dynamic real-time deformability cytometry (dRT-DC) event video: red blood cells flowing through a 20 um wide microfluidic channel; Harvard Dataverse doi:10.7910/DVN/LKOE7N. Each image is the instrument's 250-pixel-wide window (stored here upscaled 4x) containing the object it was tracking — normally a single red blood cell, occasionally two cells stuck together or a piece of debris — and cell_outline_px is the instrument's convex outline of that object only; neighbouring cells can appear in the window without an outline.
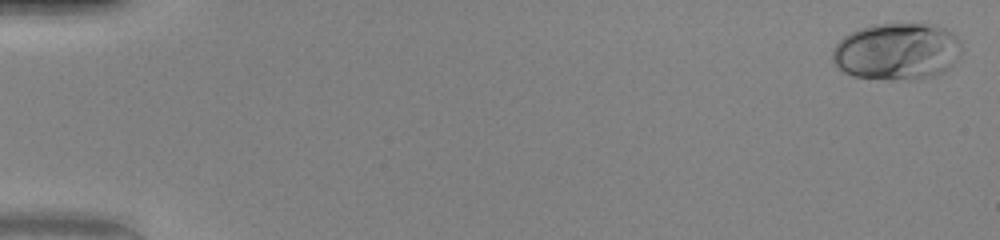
{"species": "human", "species_latin": "Homo sapiens", "temperature_condition": "warm", "stored_images_in_passage": 50, "camera_frame_rate_fps": 3000, "um_per_image_px": 0.085, "donor": {"sex": "female"}, "frame": {"image": 1, "passage_image": 1, "time_ms": 0.0, "image_size_px": [1000, 240], "cell_outline_px": [[960, 52], [956, 60], [948, 68], [932, 76], [912, 80], [888, 80], [852, 76], [836, 68], [832, 60], [832, 48], [848, 32], [872, 24], [924, 20], [948, 28], [960, 40]], "centroid_in_image_um": [76.23, 4.32], "position_along_channel_um": 8.8, "area_um2": 44.39}}
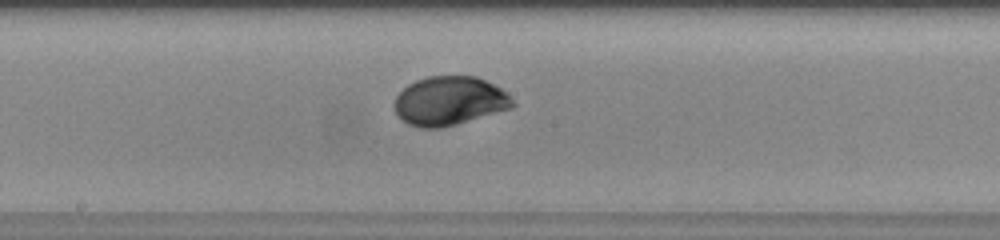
{"frame": {"image": 2, "passage_image": 28, "time_ms": 9.0, "image_size_px": [1000, 240], "cell_outline_px": [[516, 104], [512, 108], [456, 124], [440, 128], [420, 128], [408, 124], [396, 112], [396, 96], [408, 84], [416, 80], [428, 76], [476, 76], [500, 88]], "centroid_in_image_um": [38.2, 8.58], "position_along_channel_um": 210.0, "area_um2": 33.23}}
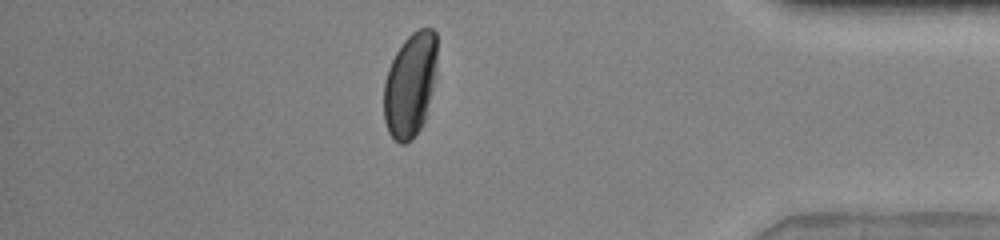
{"frame": {"image": 3, "passage_image": 44, "time_ms": 14.333, "image_size_px": [1000, 240], "cell_outline_px": [[436, 64], [432, 88], [424, 120], [420, 128], [412, 140], [404, 144], [400, 144], [388, 132], [384, 120], [384, 84], [388, 68], [396, 52], [404, 40], [412, 32], [420, 28], [432, 28], [436, 32]], "centroid_in_image_um": [34.85, 7.2], "position_along_channel_um": 400.4, "area_um2": 32.08}, "authors_computed_cell_mechanics": {"area_um2": 33.1772, "velocity_mm_per_s": 4.1167, "shape_relaxation_time_tau1_ms": 2.4515, "shape_relaxation_time_tau2_ms": null, "deformation_change_tau1": 0.1408, "deformation_change_tau2": null}}